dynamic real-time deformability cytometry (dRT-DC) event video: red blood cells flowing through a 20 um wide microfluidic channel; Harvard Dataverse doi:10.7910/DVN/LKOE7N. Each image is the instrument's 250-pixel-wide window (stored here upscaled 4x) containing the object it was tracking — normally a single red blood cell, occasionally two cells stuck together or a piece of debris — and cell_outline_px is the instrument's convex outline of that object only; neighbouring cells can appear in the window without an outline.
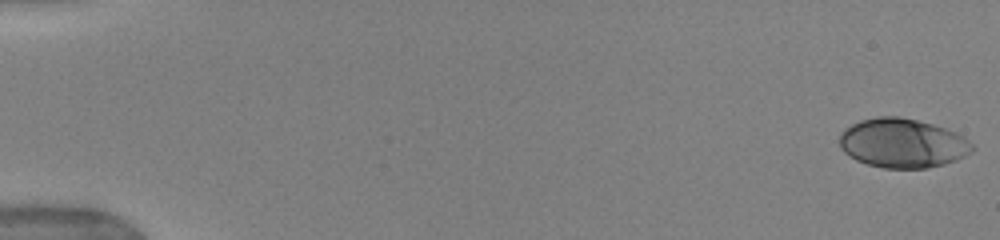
{"species": "human", "species_latin": "Homo sapiens", "temperature_condition": "warm", "stored_images_in_passage": 52, "camera_frame_rate_fps": 3000, "um_per_image_px": 0.085, "donor": {"sex": "female"}, "frame": {"image": 1, "passage_image": 1, "time_ms": 0.0, "image_size_px": [1000, 240], "cell_outline_px": [[976, 148], [972, 152], [956, 160], [944, 164], [928, 168], [884, 168], [868, 164], [856, 160], [848, 156], [840, 148], [840, 132], [844, 128], [860, 120], [876, 116], [900, 116], [932, 124], [956, 132], [964, 136]], "centroid_in_image_um": [76.71, 12.16], "position_along_channel_um": 8.3, "area_um2": 38.32}}
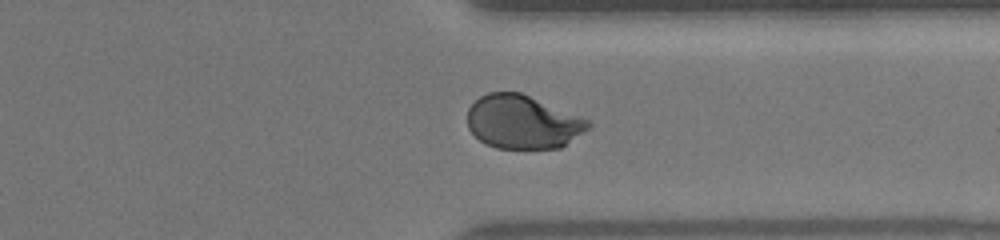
{"frame": {"image": 2, "passage_image": 41, "time_ms": 13.333, "image_size_px": [1000, 240], "cell_outline_px": [[592, 124], [588, 128], [560, 148], [496, 148], [480, 140], [468, 128], [468, 108], [480, 96], [488, 92], [520, 92], [592, 120]], "centroid_in_image_um": [44.44, 10.35], "position_along_channel_um": 367.0, "area_um2": 37.57}}
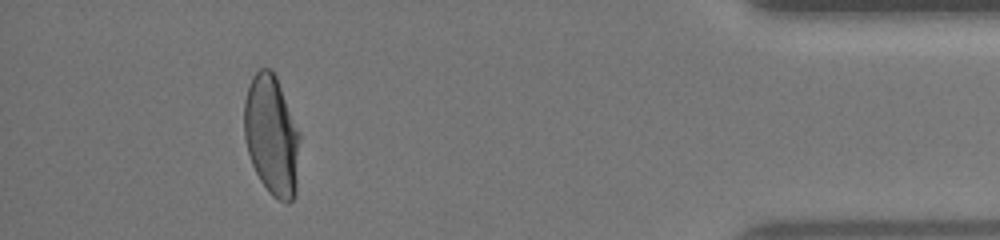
{"frame": {"image": 3, "passage_image": 48, "time_ms": 15.667, "image_size_px": [1000, 240], "cell_outline_px": [[300, 136], [296, 192], [292, 200], [288, 204], [272, 196], [260, 180], [252, 164], [248, 152], [244, 136], [244, 100], [252, 76], [260, 68], [272, 68], [276, 76], [300, 132]], "centroid_in_image_um": [23.09, 11.5], "position_along_channel_um": 412.1, "area_um2": 39.07}, "authors_computed_cell_mechanics": {"area_um2": 38.0035, "velocity_mm_per_s": 3.9403, "shape_relaxation_time_tau1_ms": 4.3443, "shape_relaxation_time_tau2_ms": null, "deformation_change_tau1": 0.1745, "deformation_change_tau2": null}}